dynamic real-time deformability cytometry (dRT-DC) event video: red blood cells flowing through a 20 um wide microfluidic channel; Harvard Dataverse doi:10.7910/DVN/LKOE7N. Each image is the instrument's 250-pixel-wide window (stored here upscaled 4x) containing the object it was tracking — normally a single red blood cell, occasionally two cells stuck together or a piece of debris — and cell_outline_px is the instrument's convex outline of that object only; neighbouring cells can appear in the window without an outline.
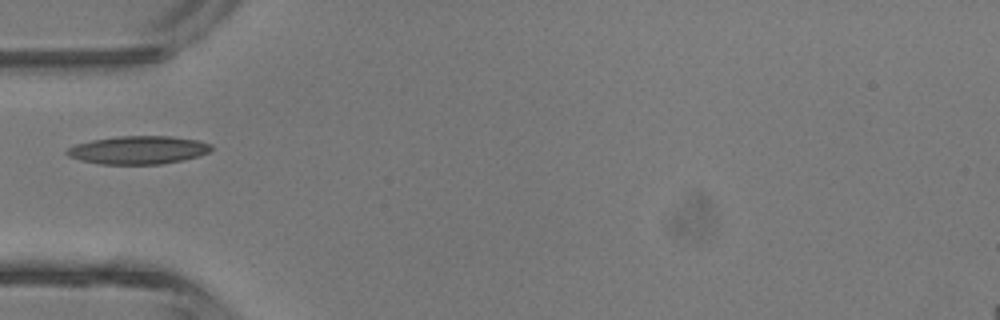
{"species": "common noctule bat (a hibernating species)", "species_latin": "Nyctalus noctula", "temperature_condition": "room temperature", "stored_images_in_passage": 1, "camera_frame_rate_fps": 3000, "um_per_image_px": 0.085, "animal": {"sex": "male", "body_mass_g": 13.3}, "frame": {"image": 1, "passage_image": 1, "time_ms": 0.0, "image_size_px": [1000, 320], "cell_outline_px": [[212, 148], [208, 152], [200, 156], [160, 164], [100, 164], [80, 160], [68, 156], [64, 152], [68, 148], [76, 144], [92, 140], [120, 136], [172, 136], [196, 140], [212, 144]], "centroid_in_image_um": [11.74, 12.75], "position_along_channel_um": 73.3, "area_um2": 23.58}}